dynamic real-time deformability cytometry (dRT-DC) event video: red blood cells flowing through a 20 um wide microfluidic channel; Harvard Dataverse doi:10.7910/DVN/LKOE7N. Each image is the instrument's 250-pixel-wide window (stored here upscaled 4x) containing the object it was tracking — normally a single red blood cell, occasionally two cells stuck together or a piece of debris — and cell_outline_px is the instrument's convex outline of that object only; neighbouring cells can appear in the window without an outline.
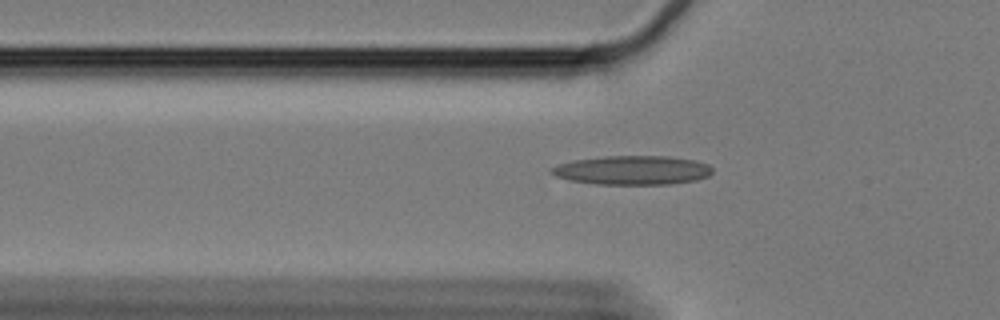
{"species": "Egyptian fruit bat (a non-hibernating species)", "species_latin": "Rousettus aegyptiacus", "temperature_condition": "cold", "stored_images_in_passage": 46, "segment_of_instrument_passage": [1, 2], "camera_frame_rate_fps": 3000, "um_per_image_px": 0.085, "animal": {"sex": "female"}, "frame": {"image": 1, "passage_image": 4, "time_ms": 1.0, "image_size_px": [1000, 320], "cell_outline_px": [[712, 172], [708, 176], [696, 180], [672, 184], [596, 184], [572, 180], [556, 176], [552, 172], [552, 168], [560, 164], [576, 160], [604, 156], [664, 156], [692, 160], [708, 164], [712, 168]], "centroid_in_image_um": [53.8, 14.47], "position_along_channel_um": 72.0, "area_um2": 26.82}}
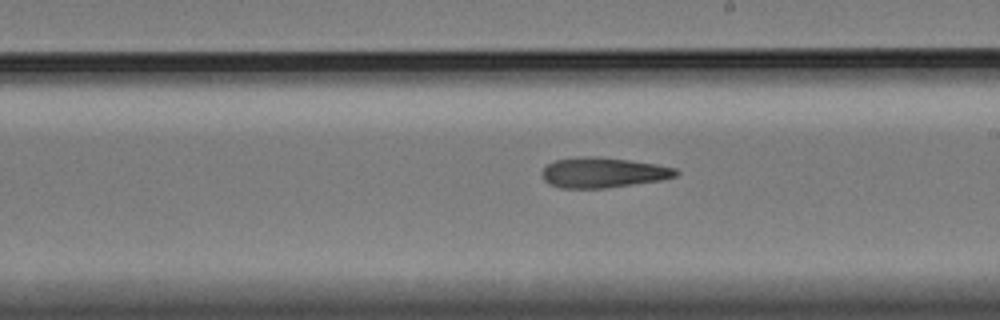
{"frame": {"image": 2, "passage_image": 19, "time_ms": 6.0, "image_size_px": [1000, 320], "cell_outline_px": [[680, 172], [676, 176], [660, 180], [608, 188], [560, 188], [548, 184], [544, 180], [540, 172], [548, 164], [556, 160], [588, 156], [596, 156], [628, 160], [656, 164], [676, 168]], "centroid_in_image_um": [51.25, 14.68], "position_along_channel_um": 237.8, "area_um2": 23.58}}
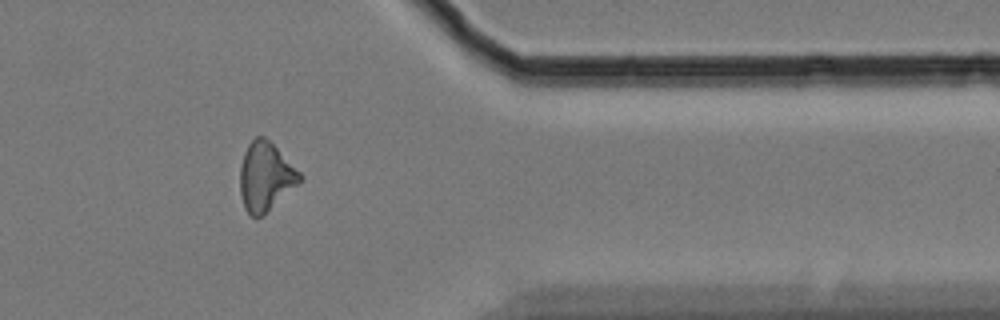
{"frame": {"image": 3, "passage_image": 34, "time_ms": 11.0, "image_size_px": [1000, 320], "cell_outline_px": [[304, 176], [264, 216], [252, 216], [244, 208], [240, 192], [240, 168], [244, 152], [248, 144], [256, 136], [264, 136]], "centroid_in_image_um": [22.54, 15.02], "position_along_channel_um": 388.9, "area_um2": 23.47}}